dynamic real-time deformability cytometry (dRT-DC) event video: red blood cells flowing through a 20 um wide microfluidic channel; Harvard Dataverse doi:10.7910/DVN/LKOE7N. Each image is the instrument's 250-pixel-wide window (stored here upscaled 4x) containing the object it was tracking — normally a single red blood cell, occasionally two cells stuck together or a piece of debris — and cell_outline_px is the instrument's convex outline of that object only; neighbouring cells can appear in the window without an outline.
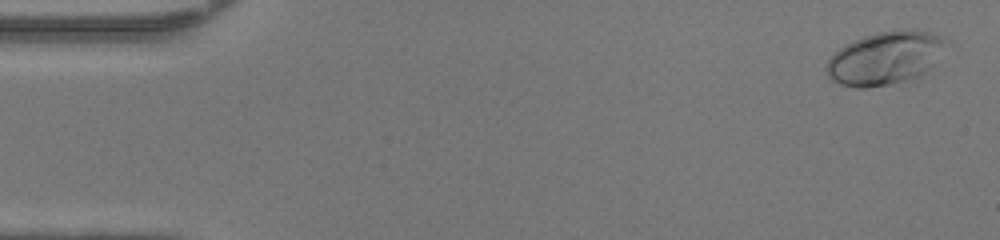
{"species": "human", "species_latin": "Homo sapiens", "temperature_condition": "warm", "stored_images_in_passage": 49, "camera_frame_rate_fps": 3000, "um_per_image_px": 0.085, "donor": {"sex": "female"}, "frame": {"image": 1, "passage_image": 2, "time_ms": 0.333, "image_size_px": [1000, 240], "cell_outline_px": [[952, 44], [920, 76], [912, 80], [892, 84], [868, 88], [856, 88], [840, 84], [832, 80], [828, 76], [824, 68], [828, 60], [840, 48], [864, 36], [876, 32], [912, 28], [932, 32], [948, 40]], "centroid_in_image_um": [75.3, 4.93], "position_along_channel_um": 9.7, "area_um2": 37.51}}
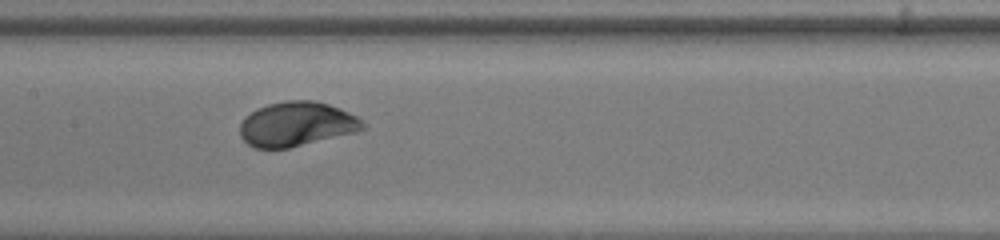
{"frame": {"image": 2, "passage_image": 24, "time_ms": 7.667, "image_size_px": [1000, 240], "cell_outline_px": [[368, 128], [356, 132], [288, 148], [256, 148], [248, 144], [240, 136], [240, 124], [244, 116], [256, 108], [268, 104], [288, 100], [316, 100], [340, 108], [356, 116]], "centroid_in_image_um": [25.2, 10.54], "position_along_channel_um": 182.2, "area_um2": 31.91}}
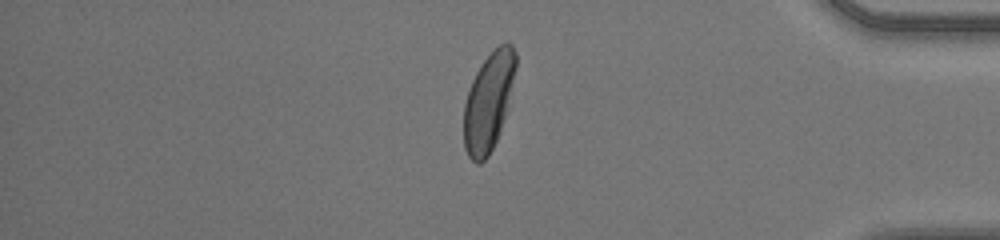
{"frame": {"image": 3, "passage_image": 41, "time_ms": 13.333, "image_size_px": [1000, 240], "cell_outline_px": [[516, 68], [500, 132], [488, 156], [480, 164], [476, 164], [468, 156], [464, 148], [464, 104], [472, 80], [480, 64], [500, 44], [508, 40], [512, 44], [516, 52]], "centroid_in_image_um": [41.51, 8.63], "position_along_channel_um": 393.7, "area_um2": 29.36}, "authors_computed_cell_mechanics": {"area_um2": 32.0212, "velocity_mm_per_s": 4.2767, "shape_relaxation_time_tau1_ms": 1.793, "shape_relaxation_time_tau2_ms": null, "deformation_change_tau1": 0.1428, "deformation_change_tau2": null}}